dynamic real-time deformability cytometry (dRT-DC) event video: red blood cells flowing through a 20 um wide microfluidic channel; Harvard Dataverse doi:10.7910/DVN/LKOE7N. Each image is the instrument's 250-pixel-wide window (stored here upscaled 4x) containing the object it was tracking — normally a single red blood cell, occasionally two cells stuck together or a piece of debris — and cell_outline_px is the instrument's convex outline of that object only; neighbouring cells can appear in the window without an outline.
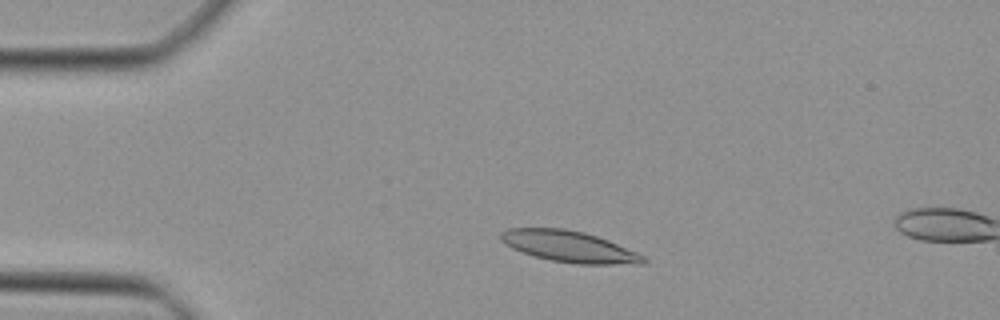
{"species": "Egyptian fruit bat (a non-hibernating species)", "species_latin": "Rousettus aegyptiacus", "temperature_condition": "cold", "stored_images_in_passage": 10, "camera_frame_rate_fps": 3000, "um_per_image_px": 0.085, "animal": {"sex": "female"}, "frame": {"image": 1, "passage_image": 7, "time_ms": 2.0, "image_size_px": [1000, 320], "cell_outline_px": [[648, 260], [644, 264], [572, 264], [552, 260], [536, 256], [512, 248], [504, 244], [500, 240], [500, 232], [508, 228], [564, 228], [584, 232], [608, 240], [636, 252], [644, 256]], "centroid_in_image_um": [48.38, 20.95], "position_along_channel_um": 36.6, "area_um2": 25.89}}